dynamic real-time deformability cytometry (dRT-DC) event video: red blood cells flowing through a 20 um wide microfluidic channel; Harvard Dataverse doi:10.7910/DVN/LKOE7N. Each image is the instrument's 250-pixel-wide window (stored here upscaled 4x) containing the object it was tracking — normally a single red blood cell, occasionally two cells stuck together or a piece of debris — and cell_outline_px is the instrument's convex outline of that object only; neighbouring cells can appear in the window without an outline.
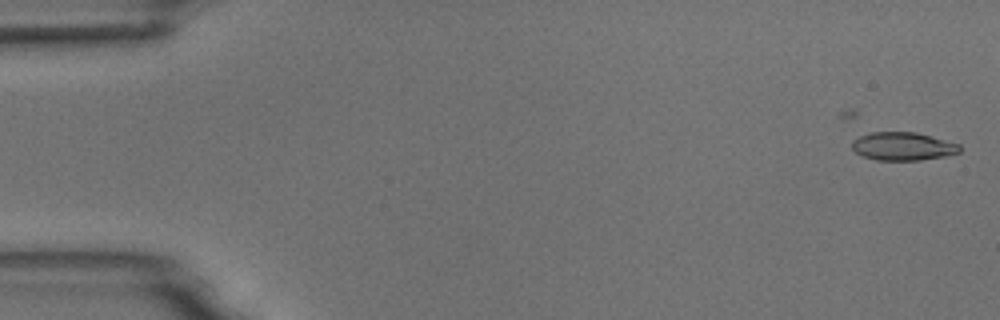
{"species": "common noctule bat (a hibernating species)", "species_latin": "Nyctalus noctula", "temperature_condition": "room temperature", "stored_images_in_passage": 6, "camera_frame_rate_fps": 3000, "um_per_image_px": 0.085, "animal": {"sex": "male", "body_mass_g": 18.8}, "frame": {"image": 1, "passage_image": 1, "time_ms": 0.0, "image_size_px": [1000, 320], "cell_outline_px": [[960, 152], [944, 156], [920, 160], [876, 160], [864, 156], [856, 152], [852, 148], [852, 140], [868, 132], [916, 132], [960, 144]], "centroid_in_image_um": [76.73, 12.43], "position_along_channel_um": 8.3, "area_um2": 17.63}}
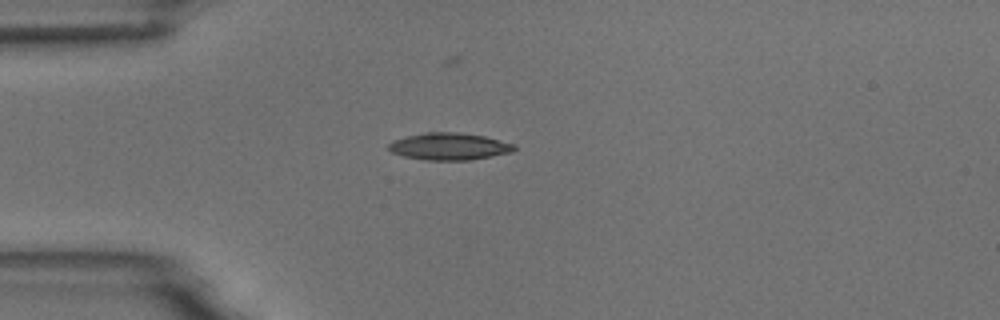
{"frame": {"image": 2, "passage_image": 4, "time_ms": 4.333, "image_size_px": [1000, 320], "cell_outline_px": [[516, 148], [512, 152], [468, 160], [424, 160], [404, 156], [392, 152], [388, 148], [388, 144], [392, 140], [424, 132], [456, 132], [484, 136], [516, 144]], "centroid_in_image_um": [38.18, 12.44], "position_along_channel_um": 46.8, "area_um2": 19.77}}